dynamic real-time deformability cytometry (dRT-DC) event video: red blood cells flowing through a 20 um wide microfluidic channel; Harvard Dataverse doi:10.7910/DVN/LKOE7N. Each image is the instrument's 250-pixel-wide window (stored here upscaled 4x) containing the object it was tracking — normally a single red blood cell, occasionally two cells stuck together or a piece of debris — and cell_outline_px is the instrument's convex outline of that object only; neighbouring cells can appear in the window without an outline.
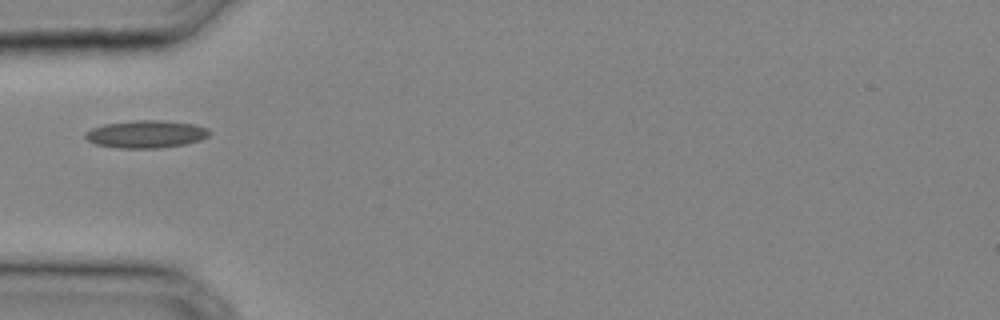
{"species": "common noctule bat (a hibernating species)", "species_latin": "Nyctalus noctula", "temperature_condition": "cold", "stored_images_in_passage": 20, "camera_frame_rate_fps": 3000, "um_per_image_px": 0.085, "animal": {"sex": "male", "body_mass_g": 20.4}, "frame": {"image": 1, "passage_image": 1, "time_ms": 0.0, "image_size_px": [1000, 320], "cell_outline_px": [[212, 132], [208, 136], [200, 140], [184, 144], [160, 148], [116, 148], [96, 144], [88, 140], [84, 136], [84, 132], [92, 128], [104, 124], [136, 120], [164, 120], [192, 124], [208, 128]], "centroid_in_image_um": [12.41, 11.4], "position_along_channel_um": 72.6, "area_um2": 20.0}}
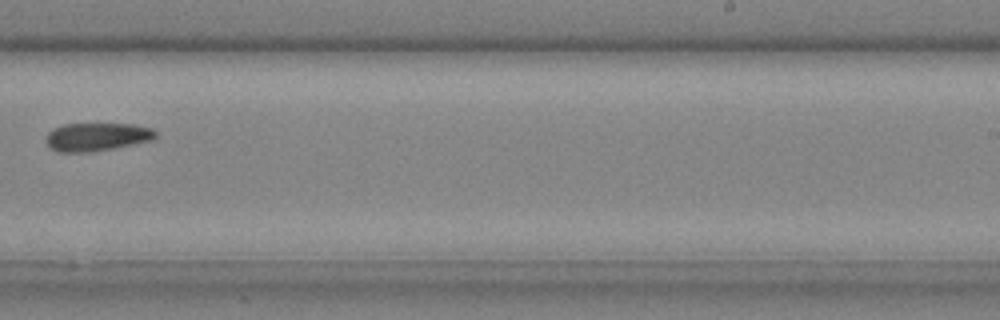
{"frame": {"image": 2, "passage_image": 12, "time_ms": 3.667, "image_size_px": [1000, 320], "cell_outline_px": [[156, 136], [152, 140], [92, 152], [60, 152], [52, 148], [44, 140], [48, 132], [64, 124], [136, 124], [152, 128], [156, 132]], "centroid_in_image_um": [8.24, 11.63], "position_along_channel_um": 280.8, "area_um2": 17.86}}